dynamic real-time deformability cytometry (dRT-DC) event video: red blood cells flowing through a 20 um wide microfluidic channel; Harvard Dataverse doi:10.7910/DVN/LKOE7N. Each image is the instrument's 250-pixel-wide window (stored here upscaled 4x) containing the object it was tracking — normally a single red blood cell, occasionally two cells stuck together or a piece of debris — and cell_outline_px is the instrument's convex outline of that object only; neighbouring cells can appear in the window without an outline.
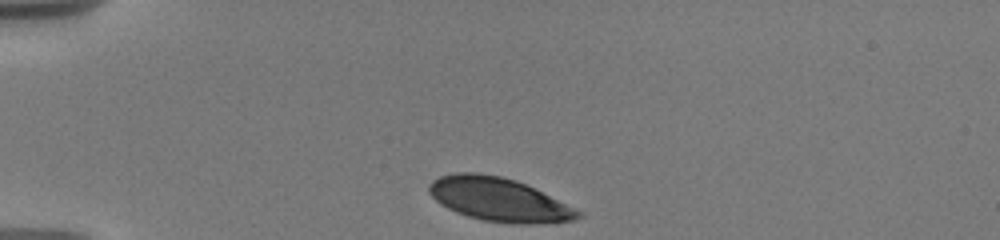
{"species": "human", "species_latin": "Homo sapiens", "temperature_condition": "warm", "stored_images_in_passage": 12, "camera_frame_rate_fps": 3000, "um_per_image_px": 0.085, "donor": {"sex": "male"}, "frame": {"image": 1, "passage_image": 1, "time_ms": 0.0, "image_size_px": [1000, 240], "cell_outline_px": [[584, 216], [572, 220], [528, 224], [512, 224], [484, 220], [468, 216], [456, 212], [440, 204], [428, 192], [428, 184], [432, 180], [440, 176], [456, 172], [476, 172], [500, 176], [516, 180], [584, 212]], "centroid_in_image_um": [42.38, 16.95], "position_along_channel_um": 42.6, "area_um2": 37.69}}
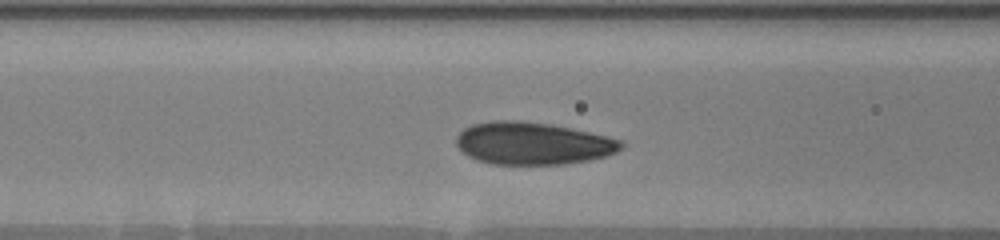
{"frame": {"image": 2, "passage_image": 9, "time_ms": 3.333, "image_size_px": [1000, 240], "cell_outline_px": [[624, 144], [616, 152], [604, 156], [588, 160], [564, 164], [492, 164], [476, 160], [468, 156], [456, 144], [456, 136], [464, 128], [472, 124], [492, 120], [520, 120], [548, 124], [588, 132], [624, 140]], "centroid_in_image_um": [45.25, 12.18], "position_along_channel_um": 121.3, "area_um2": 40.58}}
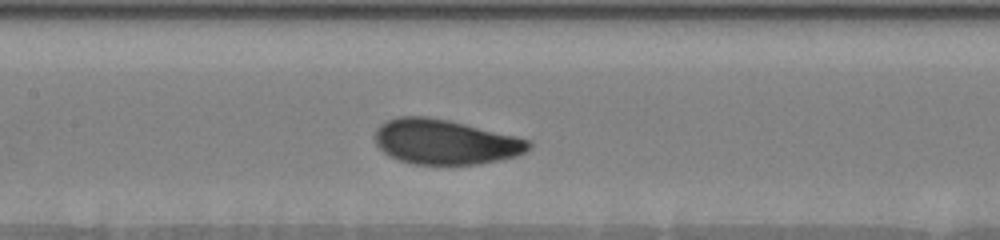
{"frame": {"image": 3, "passage_image": 12, "time_ms": 4.667, "image_size_px": [1000, 240], "cell_outline_px": [[532, 144], [524, 152], [516, 156], [500, 160], [480, 164], [412, 164], [388, 156], [376, 144], [376, 128], [380, 124], [388, 120], [400, 116], [428, 116], [448, 120], [516, 136], [532, 140]], "centroid_in_image_um": [37.84, 12.06], "position_along_channel_um": 169.6, "area_um2": 40.17}}